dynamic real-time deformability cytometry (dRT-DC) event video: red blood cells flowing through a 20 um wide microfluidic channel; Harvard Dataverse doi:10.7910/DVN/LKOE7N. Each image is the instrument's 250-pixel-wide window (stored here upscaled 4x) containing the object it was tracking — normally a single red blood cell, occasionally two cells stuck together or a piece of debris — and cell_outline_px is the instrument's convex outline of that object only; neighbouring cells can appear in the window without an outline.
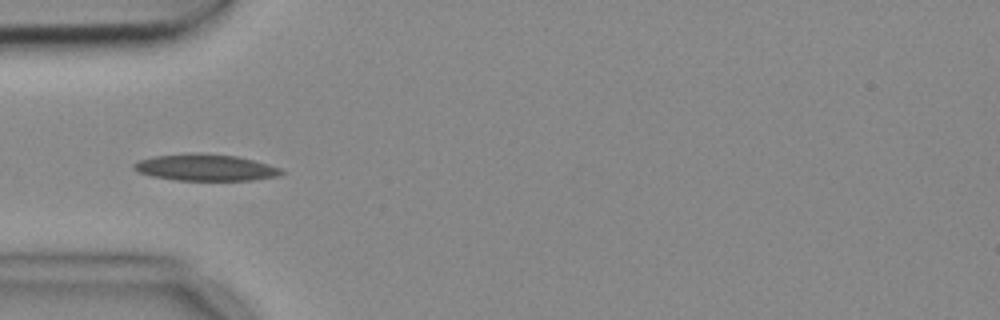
{"species": "common noctule bat (a hibernating species)", "species_latin": "Nyctalus noctula", "temperature_condition": "cold", "stored_images_in_passage": 5, "camera_frame_rate_fps": 3000, "um_per_image_px": 0.085, "animal": {"sex": "female", "body_mass_g": 18.4}, "frame": {"image": 1, "passage_image": 5, "time_ms": 1.333, "image_size_px": [1000, 320], "cell_outline_px": [[284, 172], [280, 176], [252, 180], [176, 180], [152, 176], [140, 172], [132, 168], [132, 164], [140, 160], [152, 156], [200, 152], [236, 156], [268, 164], [280, 168]], "centroid_in_image_um": [17.46, 14.23], "position_along_channel_um": 67.5, "area_um2": 22.83}}